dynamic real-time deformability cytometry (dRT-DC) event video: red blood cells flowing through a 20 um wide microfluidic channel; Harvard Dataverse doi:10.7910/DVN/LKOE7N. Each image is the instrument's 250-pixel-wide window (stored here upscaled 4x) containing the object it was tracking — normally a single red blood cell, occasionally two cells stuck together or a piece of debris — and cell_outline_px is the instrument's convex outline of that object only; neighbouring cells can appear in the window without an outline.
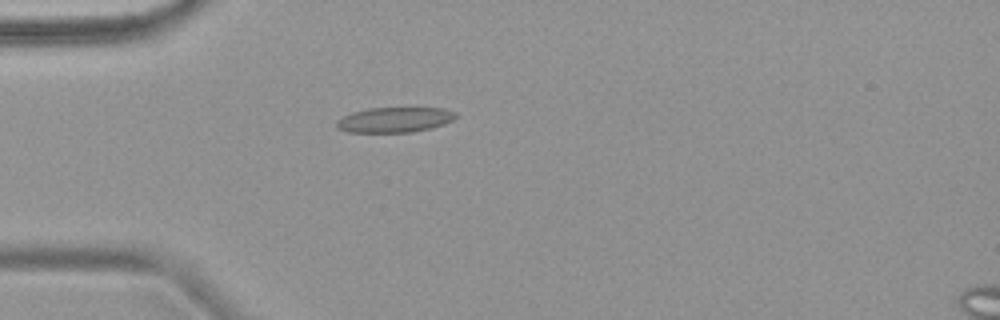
{"species": "common noctule bat (a hibernating species)", "species_latin": "Nyctalus noctula", "temperature_condition": "warm", "stored_images_in_passage": 3, "camera_frame_rate_fps": 3000, "um_per_image_px": 0.085, "animal": {"sex": "female", "body_mass_g": 18.4}, "frame": {"image": 1, "passage_image": 3, "time_ms": 2.333, "image_size_px": [1000, 320], "cell_outline_px": [[456, 116], [452, 120], [444, 124], [432, 128], [412, 132], [348, 132], [336, 128], [336, 120], [352, 112], [368, 108], [444, 108], [456, 112]], "centroid_in_image_um": [33.53, 10.18], "position_along_channel_um": 51.5, "area_um2": 17.51}}